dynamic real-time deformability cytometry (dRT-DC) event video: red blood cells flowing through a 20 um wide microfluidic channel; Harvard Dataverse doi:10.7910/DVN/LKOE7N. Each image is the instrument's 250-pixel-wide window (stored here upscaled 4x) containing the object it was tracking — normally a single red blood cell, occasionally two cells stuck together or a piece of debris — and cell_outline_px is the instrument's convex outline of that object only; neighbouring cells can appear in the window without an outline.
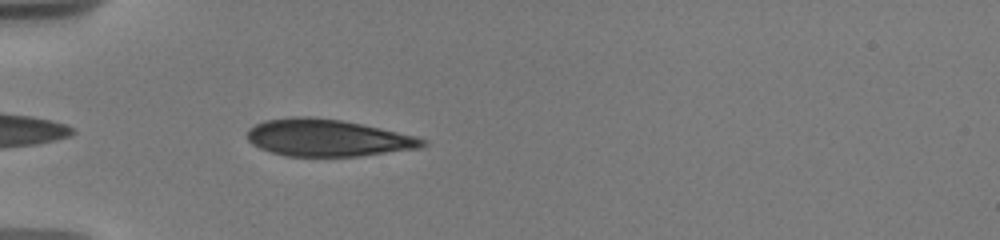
{"species": "human", "species_latin": "Homo sapiens", "temperature_condition": "warm", "stored_images_in_passage": 15, "camera_frame_rate_fps": 3000, "um_per_image_px": 0.085, "donor": {"sex": "male"}, "frame": {"image": 1, "passage_image": 3, "time_ms": 0.667, "image_size_px": [1000, 240], "cell_outline_px": [[428, 144], [420, 148], [360, 156], [288, 156], [272, 152], [260, 148], [252, 144], [248, 140], [248, 128], [264, 120], [296, 116], [308, 116], [340, 120], [380, 128], [416, 136], [428, 140]], "centroid_in_image_um": [27.86, 11.71], "position_along_channel_um": 57.1, "area_um2": 37.74}}
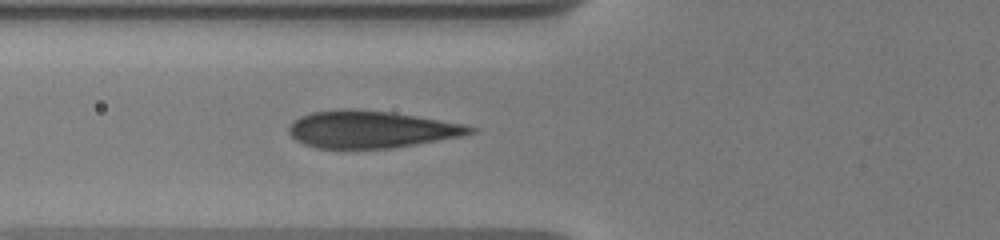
{"frame": {"image": 2, "passage_image": 12, "time_ms": 2.0, "image_size_px": [1000, 240], "cell_outline_px": [[480, 128], [476, 132], [464, 136], [416, 144], [388, 148], [316, 148], [304, 144], [296, 140], [288, 132], [288, 128], [292, 120], [300, 116], [312, 112], [340, 108], [356, 108], [392, 112], [464, 124]], "centroid_in_image_um": [31.55, 10.98], "position_along_channel_um": 94.3, "area_um2": 39.59}}